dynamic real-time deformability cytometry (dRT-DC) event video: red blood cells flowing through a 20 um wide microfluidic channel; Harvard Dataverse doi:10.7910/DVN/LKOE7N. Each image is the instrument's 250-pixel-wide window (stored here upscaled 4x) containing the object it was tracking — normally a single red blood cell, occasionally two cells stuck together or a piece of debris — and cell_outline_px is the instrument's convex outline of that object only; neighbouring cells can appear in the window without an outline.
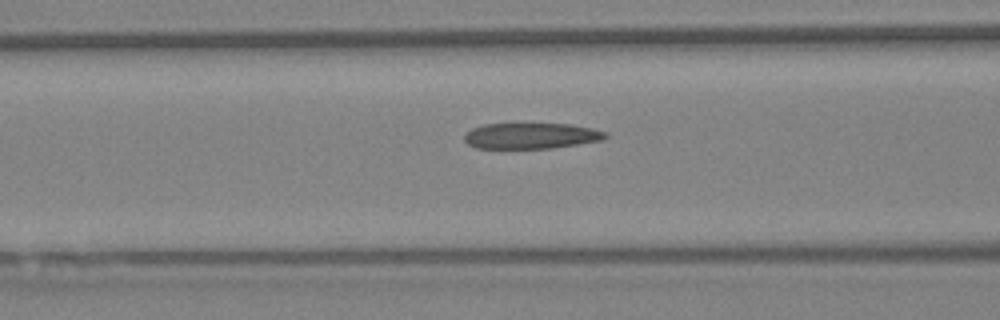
{"species": "Egyptian fruit bat (a non-hibernating species)", "species_latin": "Rousettus aegyptiacus", "temperature_condition": "warm", "stored_images_in_passage": 16, "camera_frame_rate_fps": 3000, "um_per_image_px": 0.085, "animal": {"sex": "female"}, "frame": {"image": 1, "passage_image": 14, "time_ms": 4.333, "image_size_px": [1000, 320], "cell_outline_px": [[608, 136], [604, 140], [548, 148], [476, 148], [468, 144], [464, 140], [464, 136], [472, 128], [484, 124], [568, 124], [592, 128], [608, 132]], "centroid_in_image_um": [45.16, 11.54], "position_along_channel_um": 121.4, "area_um2": 21.1}}